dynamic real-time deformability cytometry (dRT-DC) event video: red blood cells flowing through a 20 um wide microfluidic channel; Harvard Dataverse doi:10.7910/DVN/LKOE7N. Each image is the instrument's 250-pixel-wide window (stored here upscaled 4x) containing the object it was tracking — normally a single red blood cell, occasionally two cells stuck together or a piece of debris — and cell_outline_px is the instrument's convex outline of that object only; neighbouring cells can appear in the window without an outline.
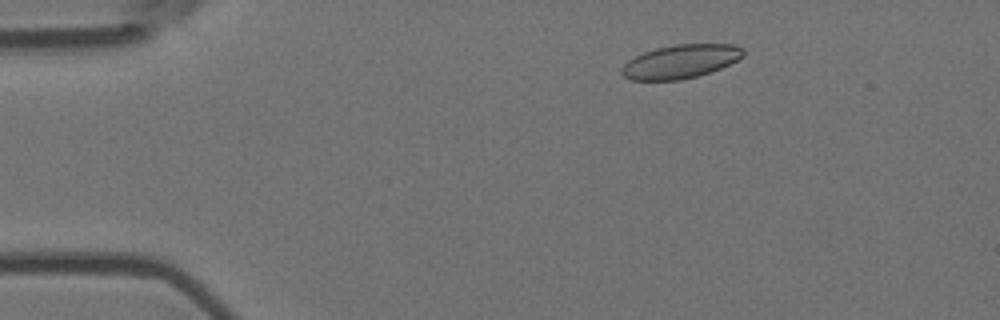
{"species": "Egyptian fruit bat (a non-hibernating species)", "species_latin": "Rousettus aegyptiacus", "temperature_condition": "room temperature", "stored_images_in_passage": 4, "camera_frame_rate_fps": 3000, "um_per_image_px": 0.085, "animal": {"sex": "female"}, "frame": {"image": 1, "passage_image": 2, "time_ms": 0.333, "image_size_px": [1000, 320], "cell_outline_px": [[744, 56], [720, 68], [696, 76], [680, 80], [632, 80], [624, 76], [620, 72], [620, 68], [628, 60], [644, 52], [656, 48], [676, 44], [736, 44], [744, 48]], "centroid_in_image_um": [57.84, 5.22], "position_along_channel_um": 27.2, "area_um2": 23.76}}